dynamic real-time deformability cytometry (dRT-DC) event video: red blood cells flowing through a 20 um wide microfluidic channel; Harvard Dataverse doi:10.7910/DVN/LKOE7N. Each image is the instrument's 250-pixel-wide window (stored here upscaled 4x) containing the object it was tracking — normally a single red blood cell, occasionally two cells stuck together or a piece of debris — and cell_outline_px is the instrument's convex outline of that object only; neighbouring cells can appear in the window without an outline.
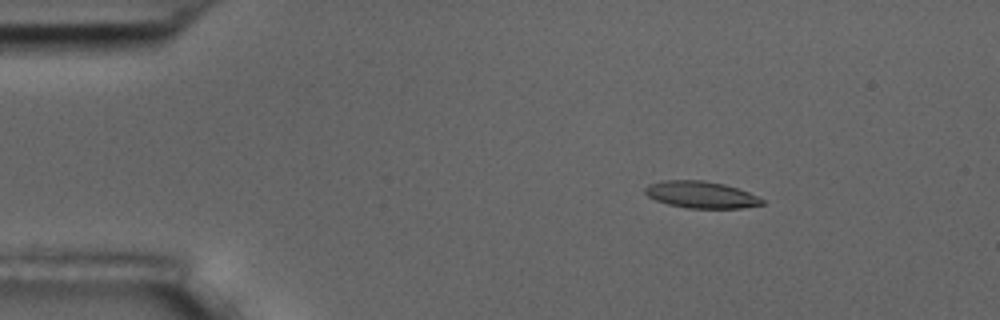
{"species": "common noctule bat (a hibernating species)", "species_latin": "Nyctalus noctula", "temperature_condition": "room temperature", "stored_images_in_passage": 4, "camera_frame_rate_fps": 3000, "um_per_image_px": 0.085, "animal": {"sex": "male", "body_mass_g": 17.5, "forearm_length_mm": 52.3}, "frame": {"image": 1, "passage_image": 2, "time_ms": 1.0, "image_size_px": [1000, 320], "cell_outline_px": [[764, 204], [740, 208], [688, 208], [668, 204], [656, 200], [648, 196], [644, 192], [644, 188], [648, 184], [664, 180], [704, 180], [724, 184], [748, 192], [764, 200]], "centroid_in_image_um": [59.56, 16.54], "position_along_channel_um": 25.4, "area_um2": 18.21}}